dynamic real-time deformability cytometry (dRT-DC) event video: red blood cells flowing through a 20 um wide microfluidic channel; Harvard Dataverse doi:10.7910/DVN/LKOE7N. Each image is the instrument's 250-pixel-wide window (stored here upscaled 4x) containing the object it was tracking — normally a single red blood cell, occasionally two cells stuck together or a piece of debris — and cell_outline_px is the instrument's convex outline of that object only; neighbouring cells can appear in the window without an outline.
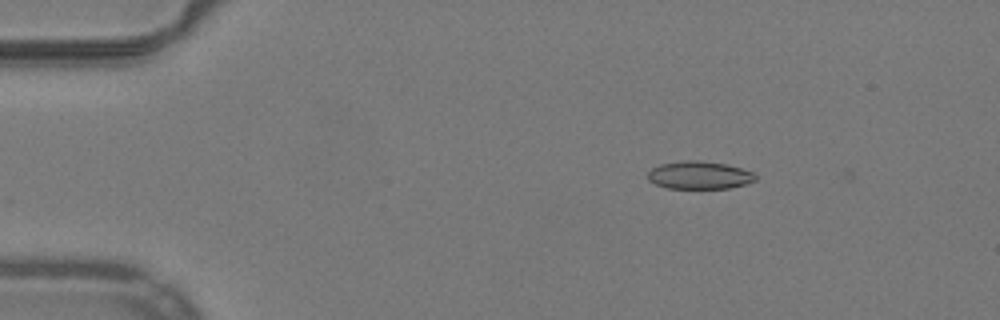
{"species": "common noctule bat (a hibernating species)", "species_latin": "Nyctalus noctula", "temperature_condition": "warm", "stored_images_in_passage": 7, "camera_frame_rate_fps": 3000, "um_per_image_px": 0.085, "animal": {"sex": "male", "body_mass_g": 19.2, "forearm_length_mm": 51.8}, "frame": {"image": 1, "passage_image": 6, "time_ms": 1.667, "image_size_px": [1000, 320], "cell_outline_px": [[756, 180], [744, 184], [728, 188], [668, 188], [656, 184], [648, 180], [648, 172], [652, 168], [660, 164], [684, 160], [696, 160], [724, 164], [740, 168], [752, 172], [756, 176]], "centroid_in_image_um": [59.41, 14.89], "position_along_channel_um": 25.6, "area_um2": 17.22}}